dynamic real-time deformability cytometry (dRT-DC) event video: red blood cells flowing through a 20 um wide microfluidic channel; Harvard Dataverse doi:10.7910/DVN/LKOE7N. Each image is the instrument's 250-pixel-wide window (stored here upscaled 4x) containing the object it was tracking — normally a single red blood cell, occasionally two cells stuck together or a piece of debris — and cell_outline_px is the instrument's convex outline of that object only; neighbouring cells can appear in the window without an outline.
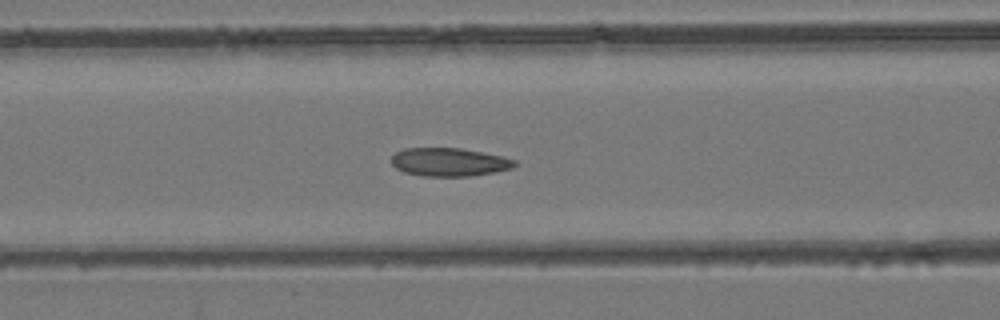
{"species": "common noctule bat (a hibernating species)", "species_latin": "Nyctalus noctula", "temperature_condition": "room temperature", "stored_images_in_passage": 48, "camera_frame_rate_fps": 3000, "um_per_image_px": 0.085, "animal": {"sex": "female", "body_mass_g": 24.6, "forearm_length_mm": 56.2}, "frame": {"image": 1, "passage_image": 20, "time_ms": 6.333, "image_size_px": [1000, 320], "cell_outline_px": [[516, 164], [512, 168], [472, 176], [424, 176], [404, 172], [396, 168], [392, 164], [392, 156], [396, 152], [404, 148], [460, 148], [500, 156], [516, 160]], "centroid_in_image_um": [38.15, 13.77], "position_along_channel_um": 128.5, "area_um2": 20.11}}
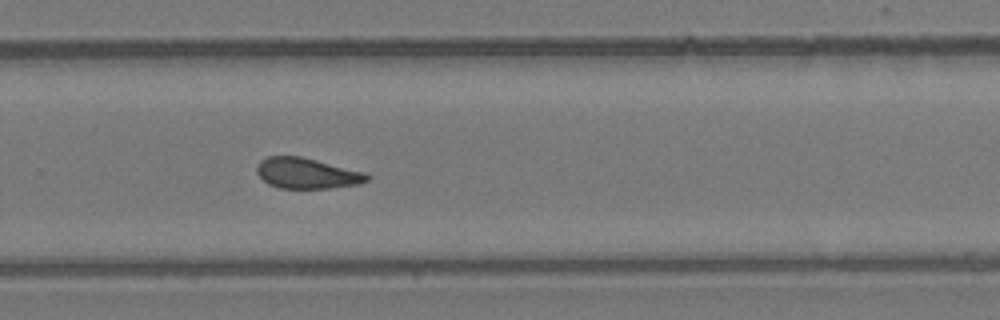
{"frame": {"image": 2, "passage_image": 32, "time_ms": 10.333, "image_size_px": [1000, 320], "cell_outline_px": [[372, 176], [368, 180], [356, 184], [328, 188], [280, 188], [268, 184], [256, 172], [256, 164], [260, 160], [268, 156], [300, 156], [368, 172]], "centroid_in_image_um": [26.1, 14.71], "position_along_channel_um": 303.7, "area_um2": 19.83}}
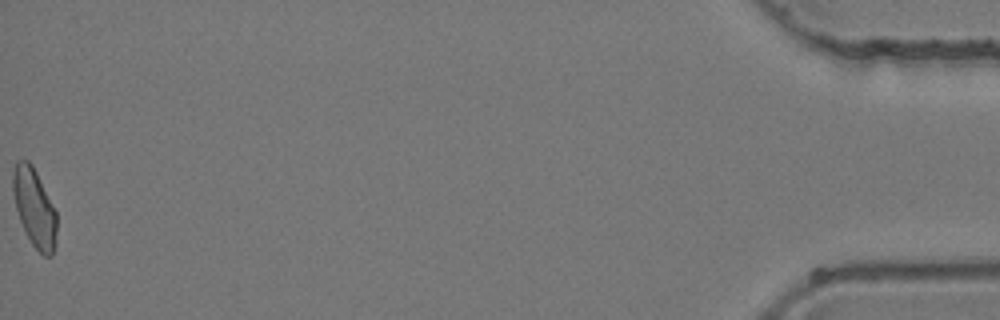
{"frame": {"image": 3, "passage_image": 48, "time_ms": 15.667, "image_size_px": [1000, 320], "cell_outline_px": [[56, 244], [52, 256], [44, 256], [32, 244], [20, 220], [16, 208], [12, 188], [12, 172], [16, 160], [28, 160], [32, 164], [56, 212]], "centroid_in_image_um": [2.92, 17.64], "position_along_channel_um": 432.3, "area_um2": 19.77}}